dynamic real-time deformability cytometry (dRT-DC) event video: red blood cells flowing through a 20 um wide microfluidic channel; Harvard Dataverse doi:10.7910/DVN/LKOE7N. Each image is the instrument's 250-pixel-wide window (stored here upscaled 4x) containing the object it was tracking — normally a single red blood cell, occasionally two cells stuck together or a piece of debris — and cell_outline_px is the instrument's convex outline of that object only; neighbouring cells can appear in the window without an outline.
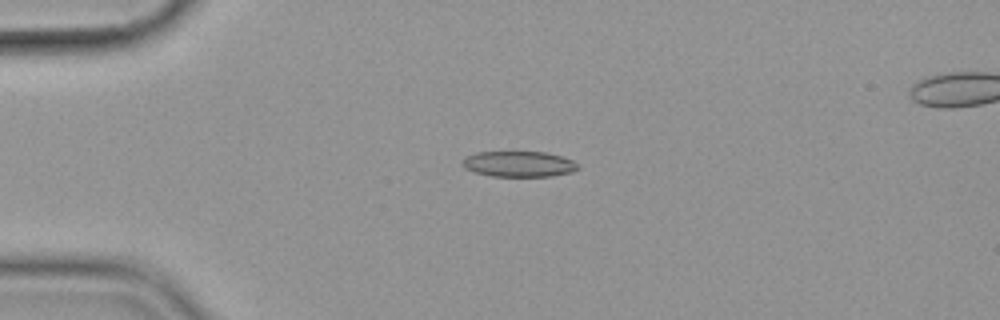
{"species": "common noctule bat (a hibernating species)", "species_latin": "Nyctalus noctula", "temperature_condition": "cold", "stored_images_in_passage": 6, "camera_frame_rate_fps": 3000, "um_per_image_px": 0.085, "animal": {"sex": "female", "body_mass_g": 19.9}, "frame": {"image": 1, "passage_image": 4, "time_ms": 3.667, "image_size_px": [1000, 320], "cell_outline_px": [[580, 168], [572, 172], [552, 176], [492, 176], [472, 172], [464, 168], [460, 164], [460, 160], [464, 156], [476, 152], [548, 152], [572, 160]], "centroid_in_image_um": [44.02, 13.94], "position_along_channel_um": 41.0, "area_um2": 17.51}}
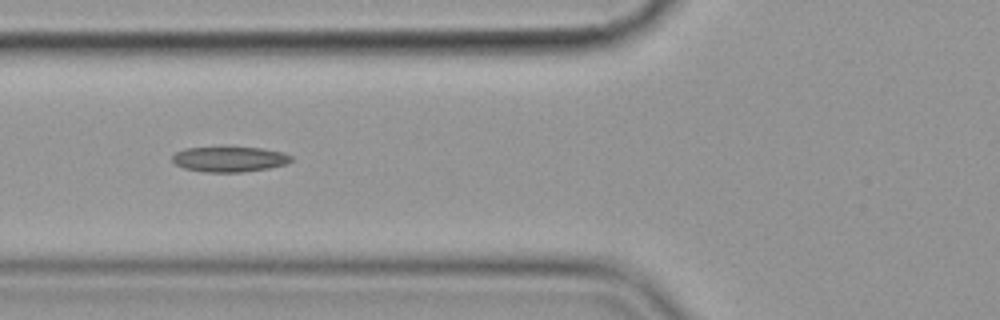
{"frame": {"image": 2, "passage_image": 6, "time_ms": 6.333, "image_size_px": [1000, 320], "cell_outline_px": [[292, 160], [284, 164], [268, 168], [240, 172], [204, 172], [184, 168], [176, 164], [172, 160], [172, 156], [176, 152], [184, 148], [228, 144], [260, 148], [284, 152], [292, 156]], "centroid_in_image_um": [19.47, 13.47], "position_along_channel_um": 106.3, "area_um2": 18.32}}